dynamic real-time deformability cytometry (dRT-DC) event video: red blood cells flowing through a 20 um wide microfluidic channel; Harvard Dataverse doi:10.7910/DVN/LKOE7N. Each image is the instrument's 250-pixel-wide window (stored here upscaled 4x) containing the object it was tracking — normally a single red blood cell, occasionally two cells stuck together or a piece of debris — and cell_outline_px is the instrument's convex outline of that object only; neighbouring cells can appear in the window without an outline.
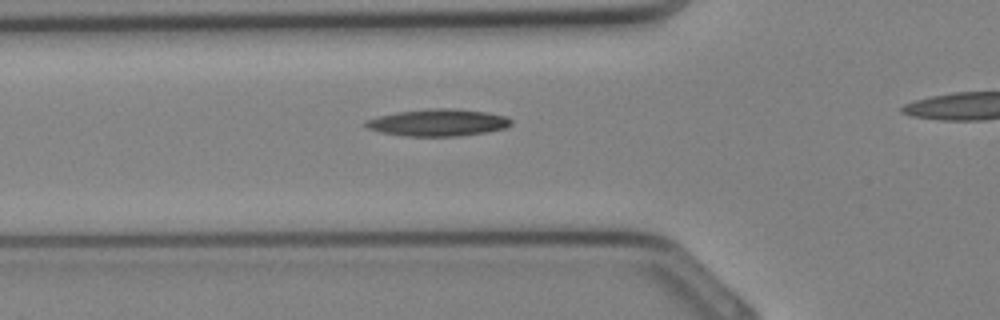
{"species": "Egyptian fruit bat (a non-hibernating species)", "species_latin": "Rousettus aegyptiacus", "temperature_condition": "cold", "stored_images_in_passage": 20, "camera_frame_rate_fps": 3000, "um_per_image_px": 0.085, "animal": {"sex": "female"}, "frame": {"image": 1, "passage_image": 4, "time_ms": 1.0, "image_size_px": [1000, 320], "cell_outline_px": [[512, 124], [504, 128], [484, 132], [460, 136], [404, 136], [380, 132], [368, 128], [364, 124], [364, 120], [396, 112], [436, 108], [448, 108], [484, 112], [504, 116], [512, 120]], "centroid_in_image_um": [37.19, 10.43], "position_along_channel_um": 88.6, "area_um2": 22.6}}
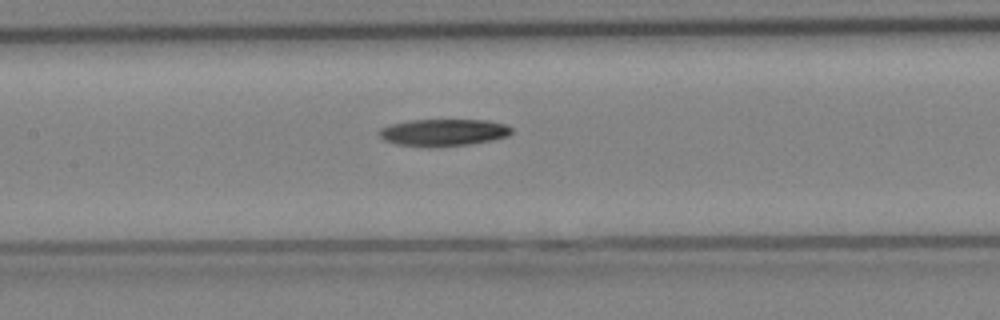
{"frame": {"image": 2, "passage_image": 8, "time_ms": 2.333, "image_size_px": [1000, 320], "cell_outline_px": [[512, 132], [508, 136], [492, 140], [468, 144], [440, 148], [428, 148], [396, 144], [384, 140], [376, 132], [380, 128], [388, 124], [412, 120], [488, 120], [504, 124], [512, 128]], "centroid_in_image_um": [37.64, 11.27], "position_along_channel_um": 169.8, "area_um2": 21.27}}
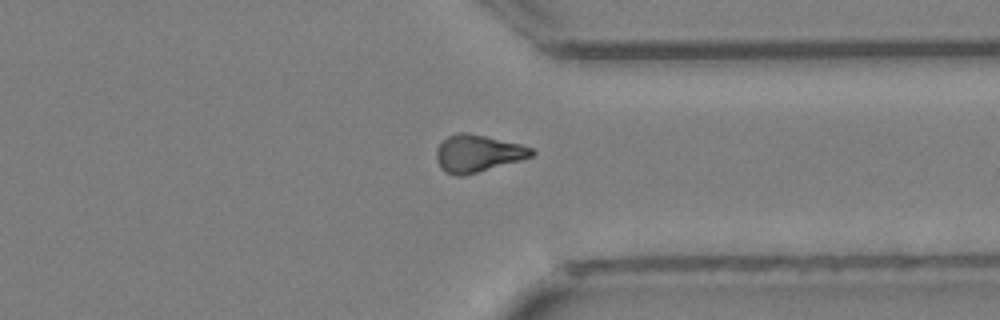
{"frame": {"image": 3, "passage_image": 18, "time_ms": 5.667, "image_size_px": [1000, 320], "cell_outline_px": [[536, 152], [532, 156], [520, 160], [464, 176], [456, 176], [444, 172], [440, 168], [436, 160], [436, 148], [448, 136], [456, 132], [468, 132], [520, 144], [532, 148]], "centroid_in_image_um": [40.57, 13.04], "position_along_channel_um": 370.8, "area_um2": 20.69}}